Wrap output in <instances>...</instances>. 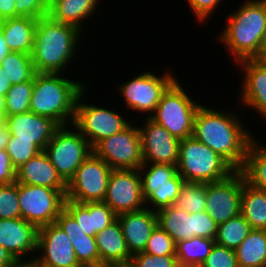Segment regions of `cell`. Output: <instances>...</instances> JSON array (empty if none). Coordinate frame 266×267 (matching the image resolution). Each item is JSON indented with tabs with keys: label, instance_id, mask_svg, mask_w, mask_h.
Returning a JSON list of instances; mask_svg holds the SVG:
<instances>
[{
	"label": "cell",
	"instance_id": "6da1fadb",
	"mask_svg": "<svg viewBox=\"0 0 266 267\" xmlns=\"http://www.w3.org/2000/svg\"><path fill=\"white\" fill-rule=\"evenodd\" d=\"M231 113L200 105L193 126V137L224 158L235 170H241L252 135Z\"/></svg>",
	"mask_w": 266,
	"mask_h": 267
},
{
	"label": "cell",
	"instance_id": "7a4b0ae2",
	"mask_svg": "<svg viewBox=\"0 0 266 267\" xmlns=\"http://www.w3.org/2000/svg\"><path fill=\"white\" fill-rule=\"evenodd\" d=\"M79 33L78 28L54 21L49 15L39 18L30 54L36 73L61 74L76 53Z\"/></svg>",
	"mask_w": 266,
	"mask_h": 267
},
{
	"label": "cell",
	"instance_id": "3957f363",
	"mask_svg": "<svg viewBox=\"0 0 266 267\" xmlns=\"http://www.w3.org/2000/svg\"><path fill=\"white\" fill-rule=\"evenodd\" d=\"M232 12L221 35L235 60L259 58L266 35V2L249 0Z\"/></svg>",
	"mask_w": 266,
	"mask_h": 267
},
{
	"label": "cell",
	"instance_id": "277c9868",
	"mask_svg": "<svg viewBox=\"0 0 266 267\" xmlns=\"http://www.w3.org/2000/svg\"><path fill=\"white\" fill-rule=\"evenodd\" d=\"M79 82L63 78L60 73H36L29 111L52 119L59 126H68L71 120L72 124L78 95L85 89Z\"/></svg>",
	"mask_w": 266,
	"mask_h": 267
},
{
	"label": "cell",
	"instance_id": "5b68a950",
	"mask_svg": "<svg viewBox=\"0 0 266 267\" xmlns=\"http://www.w3.org/2000/svg\"><path fill=\"white\" fill-rule=\"evenodd\" d=\"M177 170L186 182L206 184L221 181L236 171L224 158L193 136L180 140Z\"/></svg>",
	"mask_w": 266,
	"mask_h": 267
},
{
	"label": "cell",
	"instance_id": "8992f818",
	"mask_svg": "<svg viewBox=\"0 0 266 267\" xmlns=\"http://www.w3.org/2000/svg\"><path fill=\"white\" fill-rule=\"evenodd\" d=\"M199 107L200 104L192 100L175 80L148 117L178 140H183L193 135L194 117Z\"/></svg>",
	"mask_w": 266,
	"mask_h": 267
},
{
	"label": "cell",
	"instance_id": "52a82bcc",
	"mask_svg": "<svg viewBox=\"0 0 266 267\" xmlns=\"http://www.w3.org/2000/svg\"><path fill=\"white\" fill-rule=\"evenodd\" d=\"M66 191L18 183V203L21 218L38 229L53 224L64 210Z\"/></svg>",
	"mask_w": 266,
	"mask_h": 267
},
{
	"label": "cell",
	"instance_id": "ba28073f",
	"mask_svg": "<svg viewBox=\"0 0 266 267\" xmlns=\"http://www.w3.org/2000/svg\"><path fill=\"white\" fill-rule=\"evenodd\" d=\"M60 126L48 142L44 152L54 165L57 173L68 183L77 168L93 152L89 142L76 130Z\"/></svg>",
	"mask_w": 266,
	"mask_h": 267
},
{
	"label": "cell",
	"instance_id": "9c48e42d",
	"mask_svg": "<svg viewBox=\"0 0 266 267\" xmlns=\"http://www.w3.org/2000/svg\"><path fill=\"white\" fill-rule=\"evenodd\" d=\"M112 170L92 152L67 183L66 199L77 203L103 202Z\"/></svg>",
	"mask_w": 266,
	"mask_h": 267
},
{
	"label": "cell",
	"instance_id": "30bf717a",
	"mask_svg": "<svg viewBox=\"0 0 266 267\" xmlns=\"http://www.w3.org/2000/svg\"><path fill=\"white\" fill-rule=\"evenodd\" d=\"M93 153L113 170L139 169L144 164L139 128L131 124L123 131L99 141Z\"/></svg>",
	"mask_w": 266,
	"mask_h": 267
},
{
	"label": "cell",
	"instance_id": "8fae6325",
	"mask_svg": "<svg viewBox=\"0 0 266 267\" xmlns=\"http://www.w3.org/2000/svg\"><path fill=\"white\" fill-rule=\"evenodd\" d=\"M145 173L147 164L138 169L141 177L142 195L146 203L160 209L173 205L177 199L184 178L178 173L177 165L150 163ZM143 171V172H142ZM145 174V175H144Z\"/></svg>",
	"mask_w": 266,
	"mask_h": 267
},
{
	"label": "cell",
	"instance_id": "7c38bea8",
	"mask_svg": "<svg viewBox=\"0 0 266 267\" xmlns=\"http://www.w3.org/2000/svg\"><path fill=\"white\" fill-rule=\"evenodd\" d=\"M84 91L83 89L78 95L72 126L82 134L93 148L102 139L126 129L130 123L118 113L107 108L80 103Z\"/></svg>",
	"mask_w": 266,
	"mask_h": 267
},
{
	"label": "cell",
	"instance_id": "4fadbf2b",
	"mask_svg": "<svg viewBox=\"0 0 266 267\" xmlns=\"http://www.w3.org/2000/svg\"><path fill=\"white\" fill-rule=\"evenodd\" d=\"M245 177L236 170L229 177L206 184V212L219 225L241 213Z\"/></svg>",
	"mask_w": 266,
	"mask_h": 267
},
{
	"label": "cell",
	"instance_id": "5bb4252c",
	"mask_svg": "<svg viewBox=\"0 0 266 267\" xmlns=\"http://www.w3.org/2000/svg\"><path fill=\"white\" fill-rule=\"evenodd\" d=\"M118 216L145 206L138 169L112 170L104 201Z\"/></svg>",
	"mask_w": 266,
	"mask_h": 267
},
{
	"label": "cell",
	"instance_id": "9a60e30c",
	"mask_svg": "<svg viewBox=\"0 0 266 267\" xmlns=\"http://www.w3.org/2000/svg\"><path fill=\"white\" fill-rule=\"evenodd\" d=\"M175 80L176 78L170 73L158 77L153 72H144L119 88L129 109L152 113L163 93Z\"/></svg>",
	"mask_w": 266,
	"mask_h": 267
},
{
	"label": "cell",
	"instance_id": "2e32d148",
	"mask_svg": "<svg viewBox=\"0 0 266 267\" xmlns=\"http://www.w3.org/2000/svg\"><path fill=\"white\" fill-rule=\"evenodd\" d=\"M139 132L144 164L161 163L177 165L180 140L148 117L145 126L143 128L139 127Z\"/></svg>",
	"mask_w": 266,
	"mask_h": 267
},
{
	"label": "cell",
	"instance_id": "e0dca14e",
	"mask_svg": "<svg viewBox=\"0 0 266 267\" xmlns=\"http://www.w3.org/2000/svg\"><path fill=\"white\" fill-rule=\"evenodd\" d=\"M42 251L38 260L52 267H82L75 255L68 235L56 224L38 229L37 251Z\"/></svg>",
	"mask_w": 266,
	"mask_h": 267
},
{
	"label": "cell",
	"instance_id": "ac0fdd59",
	"mask_svg": "<svg viewBox=\"0 0 266 267\" xmlns=\"http://www.w3.org/2000/svg\"><path fill=\"white\" fill-rule=\"evenodd\" d=\"M5 125L16 140H33L42 151L60 127L54 120L30 111L5 116Z\"/></svg>",
	"mask_w": 266,
	"mask_h": 267
},
{
	"label": "cell",
	"instance_id": "d6986e66",
	"mask_svg": "<svg viewBox=\"0 0 266 267\" xmlns=\"http://www.w3.org/2000/svg\"><path fill=\"white\" fill-rule=\"evenodd\" d=\"M38 228L23 218L0 219V245L15 260L37 250ZM30 251V252H29ZM22 256V257H21Z\"/></svg>",
	"mask_w": 266,
	"mask_h": 267
},
{
	"label": "cell",
	"instance_id": "ffe728a7",
	"mask_svg": "<svg viewBox=\"0 0 266 267\" xmlns=\"http://www.w3.org/2000/svg\"><path fill=\"white\" fill-rule=\"evenodd\" d=\"M130 254L143 252L152 231L158 225L157 213L149 208L117 216Z\"/></svg>",
	"mask_w": 266,
	"mask_h": 267
},
{
	"label": "cell",
	"instance_id": "44dd1931",
	"mask_svg": "<svg viewBox=\"0 0 266 267\" xmlns=\"http://www.w3.org/2000/svg\"><path fill=\"white\" fill-rule=\"evenodd\" d=\"M64 209L77 221L81 230L91 237L117 219V215L105 202L77 203L66 199Z\"/></svg>",
	"mask_w": 266,
	"mask_h": 267
},
{
	"label": "cell",
	"instance_id": "7402d4cb",
	"mask_svg": "<svg viewBox=\"0 0 266 267\" xmlns=\"http://www.w3.org/2000/svg\"><path fill=\"white\" fill-rule=\"evenodd\" d=\"M16 182L48 187L59 191L67 190V183L57 173L44 151L16 169Z\"/></svg>",
	"mask_w": 266,
	"mask_h": 267
},
{
	"label": "cell",
	"instance_id": "603a6c76",
	"mask_svg": "<svg viewBox=\"0 0 266 267\" xmlns=\"http://www.w3.org/2000/svg\"><path fill=\"white\" fill-rule=\"evenodd\" d=\"M238 62L245 72L241 101L266 119V66L258 58Z\"/></svg>",
	"mask_w": 266,
	"mask_h": 267
},
{
	"label": "cell",
	"instance_id": "cb8c5ba5",
	"mask_svg": "<svg viewBox=\"0 0 266 267\" xmlns=\"http://www.w3.org/2000/svg\"><path fill=\"white\" fill-rule=\"evenodd\" d=\"M55 223L68 235L76 258L82 267H100L95 237L86 235L65 209L56 218Z\"/></svg>",
	"mask_w": 266,
	"mask_h": 267
},
{
	"label": "cell",
	"instance_id": "d4e9b609",
	"mask_svg": "<svg viewBox=\"0 0 266 267\" xmlns=\"http://www.w3.org/2000/svg\"><path fill=\"white\" fill-rule=\"evenodd\" d=\"M95 241L100 256V267L131 262L132 255L127 248L118 219L96 234Z\"/></svg>",
	"mask_w": 266,
	"mask_h": 267
},
{
	"label": "cell",
	"instance_id": "484cf974",
	"mask_svg": "<svg viewBox=\"0 0 266 267\" xmlns=\"http://www.w3.org/2000/svg\"><path fill=\"white\" fill-rule=\"evenodd\" d=\"M38 19L16 17L2 21V32L11 52L31 54Z\"/></svg>",
	"mask_w": 266,
	"mask_h": 267
},
{
	"label": "cell",
	"instance_id": "4316f807",
	"mask_svg": "<svg viewBox=\"0 0 266 267\" xmlns=\"http://www.w3.org/2000/svg\"><path fill=\"white\" fill-rule=\"evenodd\" d=\"M158 225L167 232L175 243L193 237V214L173 205L157 212Z\"/></svg>",
	"mask_w": 266,
	"mask_h": 267
},
{
	"label": "cell",
	"instance_id": "83f0119b",
	"mask_svg": "<svg viewBox=\"0 0 266 267\" xmlns=\"http://www.w3.org/2000/svg\"><path fill=\"white\" fill-rule=\"evenodd\" d=\"M241 214L253 229L266 230V190L243 183Z\"/></svg>",
	"mask_w": 266,
	"mask_h": 267
},
{
	"label": "cell",
	"instance_id": "f1b7e54d",
	"mask_svg": "<svg viewBox=\"0 0 266 267\" xmlns=\"http://www.w3.org/2000/svg\"><path fill=\"white\" fill-rule=\"evenodd\" d=\"M99 0H60L48 15L57 22L78 28L81 31L82 20L94 12Z\"/></svg>",
	"mask_w": 266,
	"mask_h": 267
},
{
	"label": "cell",
	"instance_id": "f546056e",
	"mask_svg": "<svg viewBox=\"0 0 266 267\" xmlns=\"http://www.w3.org/2000/svg\"><path fill=\"white\" fill-rule=\"evenodd\" d=\"M235 253L239 267H266V230L253 229Z\"/></svg>",
	"mask_w": 266,
	"mask_h": 267
},
{
	"label": "cell",
	"instance_id": "4dcf8cb0",
	"mask_svg": "<svg viewBox=\"0 0 266 267\" xmlns=\"http://www.w3.org/2000/svg\"><path fill=\"white\" fill-rule=\"evenodd\" d=\"M215 244L214 239L194 236L176 243L175 256L179 267H200Z\"/></svg>",
	"mask_w": 266,
	"mask_h": 267
},
{
	"label": "cell",
	"instance_id": "1f68e13d",
	"mask_svg": "<svg viewBox=\"0 0 266 267\" xmlns=\"http://www.w3.org/2000/svg\"><path fill=\"white\" fill-rule=\"evenodd\" d=\"M240 171L247 183L266 190V145H259L258 141L251 139L244 165Z\"/></svg>",
	"mask_w": 266,
	"mask_h": 267
},
{
	"label": "cell",
	"instance_id": "d6a6232c",
	"mask_svg": "<svg viewBox=\"0 0 266 267\" xmlns=\"http://www.w3.org/2000/svg\"><path fill=\"white\" fill-rule=\"evenodd\" d=\"M252 230L250 223L240 213L218 225L215 243L236 250Z\"/></svg>",
	"mask_w": 266,
	"mask_h": 267
},
{
	"label": "cell",
	"instance_id": "836d02e7",
	"mask_svg": "<svg viewBox=\"0 0 266 267\" xmlns=\"http://www.w3.org/2000/svg\"><path fill=\"white\" fill-rule=\"evenodd\" d=\"M12 85L31 80L36 74L32 57L23 52H10L0 64Z\"/></svg>",
	"mask_w": 266,
	"mask_h": 267
},
{
	"label": "cell",
	"instance_id": "e575fe53",
	"mask_svg": "<svg viewBox=\"0 0 266 267\" xmlns=\"http://www.w3.org/2000/svg\"><path fill=\"white\" fill-rule=\"evenodd\" d=\"M173 206L190 214L206 210V183L184 181Z\"/></svg>",
	"mask_w": 266,
	"mask_h": 267
},
{
	"label": "cell",
	"instance_id": "d590c367",
	"mask_svg": "<svg viewBox=\"0 0 266 267\" xmlns=\"http://www.w3.org/2000/svg\"><path fill=\"white\" fill-rule=\"evenodd\" d=\"M34 77L26 82L12 85L5 96L4 116L21 114L29 111Z\"/></svg>",
	"mask_w": 266,
	"mask_h": 267
},
{
	"label": "cell",
	"instance_id": "8d00e7d4",
	"mask_svg": "<svg viewBox=\"0 0 266 267\" xmlns=\"http://www.w3.org/2000/svg\"><path fill=\"white\" fill-rule=\"evenodd\" d=\"M6 151L13 167L17 169L42 150L33 140H16V137L11 136Z\"/></svg>",
	"mask_w": 266,
	"mask_h": 267
},
{
	"label": "cell",
	"instance_id": "74e56055",
	"mask_svg": "<svg viewBox=\"0 0 266 267\" xmlns=\"http://www.w3.org/2000/svg\"><path fill=\"white\" fill-rule=\"evenodd\" d=\"M18 182L0 185V219L20 218Z\"/></svg>",
	"mask_w": 266,
	"mask_h": 267
},
{
	"label": "cell",
	"instance_id": "f35d334b",
	"mask_svg": "<svg viewBox=\"0 0 266 267\" xmlns=\"http://www.w3.org/2000/svg\"><path fill=\"white\" fill-rule=\"evenodd\" d=\"M176 243L171 236L157 225L148 239L144 253L150 255H175Z\"/></svg>",
	"mask_w": 266,
	"mask_h": 267
},
{
	"label": "cell",
	"instance_id": "ab89813d",
	"mask_svg": "<svg viewBox=\"0 0 266 267\" xmlns=\"http://www.w3.org/2000/svg\"><path fill=\"white\" fill-rule=\"evenodd\" d=\"M200 267H239L235 250L214 244Z\"/></svg>",
	"mask_w": 266,
	"mask_h": 267
},
{
	"label": "cell",
	"instance_id": "60d3db41",
	"mask_svg": "<svg viewBox=\"0 0 266 267\" xmlns=\"http://www.w3.org/2000/svg\"><path fill=\"white\" fill-rule=\"evenodd\" d=\"M131 262L135 267H179L175 255H150L144 252L134 254Z\"/></svg>",
	"mask_w": 266,
	"mask_h": 267
},
{
	"label": "cell",
	"instance_id": "b9f144b4",
	"mask_svg": "<svg viewBox=\"0 0 266 267\" xmlns=\"http://www.w3.org/2000/svg\"><path fill=\"white\" fill-rule=\"evenodd\" d=\"M218 224L206 212L202 211L193 214V237L216 238Z\"/></svg>",
	"mask_w": 266,
	"mask_h": 267
},
{
	"label": "cell",
	"instance_id": "7bdbcfd3",
	"mask_svg": "<svg viewBox=\"0 0 266 267\" xmlns=\"http://www.w3.org/2000/svg\"><path fill=\"white\" fill-rule=\"evenodd\" d=\"M16 17H31L39 19L48 15L43 0H17Z\"/></svg>",
	"mask_w": 266,
	"mask_h": 267
},
{
	"label": "cell",
	"instance_id": "ee69618b",
	"mask_svg": "<svg viewBox=\"0 0 266 267\" xmlns=\"http://www.w3.org/2000/svg\"><path fill=\"white\" fill-rule=\"evenodd\" d=\"M15 181L16 169L13 167L6 149L0 150V185L10 184Z\"/></svg>",
	"mask_w": 266,
	"mask_h": 267
},
{
	"label": "cell",
	"instance_id": "f6af8a7d",
	"mask_svg": "<svg viewBox=\"0 0 266 267\" xmlns=\"http://www.w3.org/2000/svg\"><path fill=\"white\" fill-rule=\"evenodd\" d=\"M221 0H187L199 21L209 19L210 14L219 5Z\"/></svg>",
	"mask_w": 266,
	"mask_h": 267
},
{
	"label": "cell",
	"instance_id": "bcb514c9",
	"mask_svg": "<svg viewBox=\"0 0 266 267\" xmlns=\"http://www.w3.org/2000/svg\"><path fill=\"white\" fill-rule=\"evenodd\" d=\"M17 0H0V21L16 18Z\"/></svg>",
	"mask_w": 266,
	"mask_h": 267
},
{
	"label": "cell",
	"instance_id": "7dc6e473",
	"mask_svg": "<svg viewBox=\"0 0 266 267\" xmlns=\"http://www.w3.org/2000/svg\"><path fill=\"white\" fill-rule=\"evenodd\" d=\"M6 71L0 67V95L6 96L8 90L12 86L10 79L5 73Z\"/></svg>",
	"mask_w": 266,
	"mask_h": 267
},
{
	"label": "cell",
	"instance_id": "c3c4849f",
	"mask_svg": "<svg viewBox=\"0 0 266 267\" xmlns=\"http://www.w3.org/2000/svg\"><path fill=\"white\" fill-rule=\"evenodd\" d=\"M16 260L0 245V267H10Z\"/></svg>",
	"mask_w": 266,
	"mask_h": 267
},
{
	"label": "cell",
	"instance_id": "681fc988",
	"mask_svg": "<svg viewBox=\"0 0 266 267\" xmlns=\"http://www.w3.org/2000/svg\"><path fill=\"white\" fill-rule=\"evenodd\" d=\"M11 134L5 123L0 127V150H5L10 140Z\"/></svg>",
	"mask_w": 266,
	"mask_h": 267
},
{
	"label": "cell",
	"instance_id": "f907efd6",
	"mask_svg": "<svg viewBox=\"0 0 266 267\" xmlns=\"http://www.w3.org/2000/svg\"><path fill=\"white\" fill-rule=\"evenodd\" d=\"M10 49L8 48L3 32H2V21H0V64L5 59V57L10 53Z\"/></svg>",
	"mask_w": 266,
	"mask_h": 267
},
{
	"label": "cell",
	"instance_id": "816d5d0a",
	"mask_svg": "<svg viewBox=\"0 0 266 267\" xmlns=\"http://www.w3.org/2000/svg\"><path fill=\"white\" fill-rule=\"evenodd\" d=\"M10 267H36V258L29 262H23L22 260H16Z\"/></svg>",
	"mask_w": 266,
	"mask_h": 267
},
{
	"label": "cell",
	"instance_id": "f5cc1de1",
	"mask_svg": "<svg viewBox=\"0 0 266 267\" xmlns=\"http://www.w3.org/2000/svg\"><path fill=\"white\" fill-rule=\"evenodd\" d=\"M60 0H43L45 8L49 11L53 6H55Z\"/></svg>",
	"mask_w": 266,
	"mask_h": 267
},
{
	"label": "cell",
	"instance_id": "db71d44e",
	"mask_svg": "<svg viewBox=\"0 0 266 267\" xmlns=\"http://www.w3.org/2000/svg\"><path fill=\"white\" fill-rule=\"evenodd\" d=\"M110 267H135V265L132 262H128V263L114 264Z\"/></svg>",
	"mask_w": 266,
	"mask_h": 267
},
{
	"label": "cell",
	"instance_id": "11a10c76",
	"mask_svg": "<svg viewBox=\"0 0 266 267\" xmlns=\"http://www.w3.org/2000/svg\"><path fill=\"white\" fill-rule=\"evenodd\" d=\"M4 108H5V97L0 95V113L4 114Z\"/></svg>",
	"mask_w": 266,
	"mask_h": 267
},
{
	"label": "cell",
	"instance_id": "9f6ffc18",
	"mask_svg": "<svg viewBox=\"0 0 266 267\" xmlns=\"http://www.w3.org/2000/svg\"><path fill=\"white\" fill-rule=\"evenodd\" d=\"M258 59L266 66V53H261Z\"/></svg>",
	"mask_w": 266,
	"mask_h": 267
},
{
	"label": "cell",
	"instance_id": "6f0895ef",
	"mask_svg": "<svg viewBox=\"0 0 266 267\" xmlns=\"http://www.w3.org/2000/svg\"><path fill=\"white\" fill-rule=\"evenodd\" d=\"M36 267H52V266L46 265L36 258Z\"/></svg>",
	"mask_w": 266,
	"mask_h": 267
},
{
	"label": "cell",
	"instance_id": "680465c9",
	"mask_svg": "<svg viewBox=\"0 0 266 267\" xmlns=\"http://www.w3.org/2000/svg\"><path fill=\"white\" fill-rule=\"evenodd\" d=\"M5 123V116L3 113H0V127Z\"/></svg>",
	"mask_w": 266,
	"mask_h": 267
},
{
	"label": "cell",
	"instance_id": "91938a15",
	"mask_svg": "<svg viewBox=\"0 0 266 267\" xmlns=\"http://www.w3.org/2000/svg\"><path fill=\"white\" fill-rule=\"evenodd\" d=\"M261 53H266V35H265V39H264V42H263Z\"/></svg>",
	"mask_w": 266,
	"mask_h": 267
}]
</instances>
